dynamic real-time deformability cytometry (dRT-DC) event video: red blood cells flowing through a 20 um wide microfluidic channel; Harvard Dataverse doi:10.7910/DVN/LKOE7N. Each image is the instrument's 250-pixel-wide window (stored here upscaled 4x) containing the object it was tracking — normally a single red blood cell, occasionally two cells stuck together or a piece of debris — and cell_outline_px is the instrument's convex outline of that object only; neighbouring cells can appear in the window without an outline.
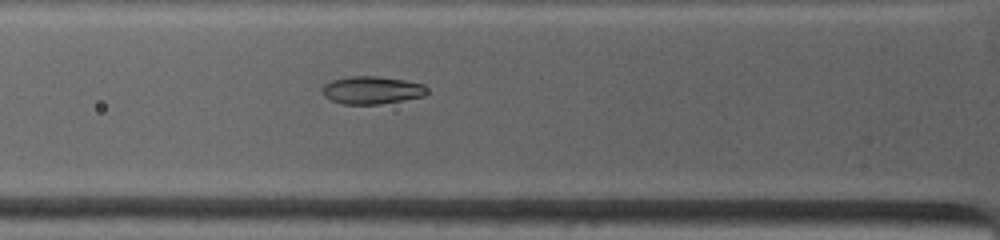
{"species": "common noctule bat (a hibernating species)", "species_latin": "Nyctalus noctula", "temperature_condition": "warm", "stored_images_in_passage": 10, "camera_frame_rate_fps": 4500, "um_per_image_px": 0.085, "animal": {"sex": "female", "body_mass_g": 19.0, "forearm_length_mm": 53.3}, "frame": {"image": 1, "passage_image": 6, "time_ms": 2.889, "image_size_px": [1000, 240], "cell_outline_px": [[428, 92], [424, 96], [380, 104], [344, 104], [328, 100], [320, 92], [320, 88], [324, 84], [332, 80], [352, 76], [376, 76], [404, 80], [424, 84], [428, 88]], "centroid_in_image_um": [31.57, 7.66], "position_along_channel_um": 94.2, "area_um2": 17.11}}
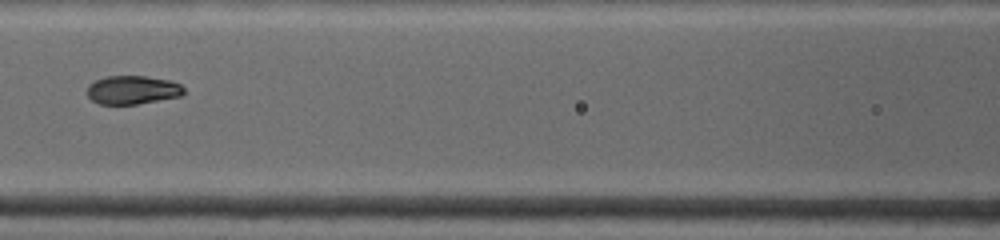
{"frame": {"image": 2, "passage_image": 9, "time_ms": 4.444, "image_size_px": [1000, 240], "cell_outline_px": [[184, 92], [180, 96], [136, 104], [100, 104], [92, 100], [88, 96], [88, 84], [104, 76], [144, 76], [168, 80], [180, 84], [184, 88]], "centroid_in_image_um": [11.24, 7.64], "position_along_channel_um": 155.4, "area_um2": 15.95}}